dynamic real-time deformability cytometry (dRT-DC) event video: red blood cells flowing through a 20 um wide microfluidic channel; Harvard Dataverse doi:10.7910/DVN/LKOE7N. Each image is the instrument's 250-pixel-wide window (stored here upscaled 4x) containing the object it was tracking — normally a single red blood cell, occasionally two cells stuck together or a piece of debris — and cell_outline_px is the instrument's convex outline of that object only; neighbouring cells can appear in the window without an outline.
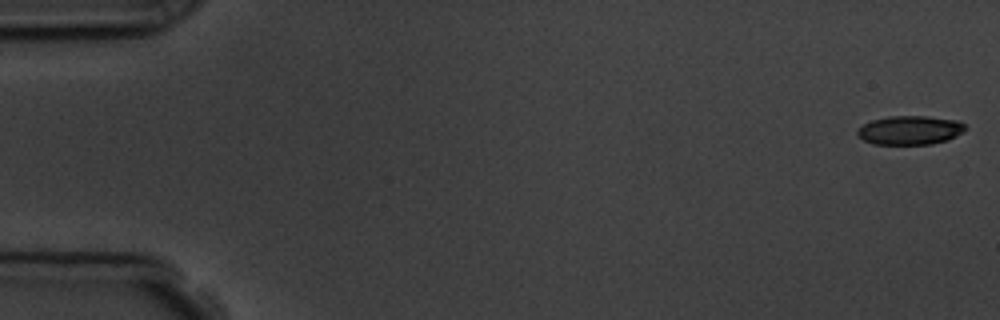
{"species": "common noctule bat (a hibernating species)", "species_latin": "Nyctalus noctula", "temperature_condition": "room temperature", "stored_images_in_passage": 5, "camera_frame_rate_fps": 3000, "um_per_image_px": 0.085, "animal": {"sex": "male", "body_mass_g": 19.5, "forearm_length_mm": 54.6}, "frame": {"image": 1, "passage_image": 1, "time_ms": 0.0, "image_size_px": [1000, 320], "cell_outline_px": [[968, 128], [964, 132], [948, 140], [932, 144], [872, 144], [856, 136], [856, 132], [864, 124], [872, 120], [888, 116], [928, 116], [956, 120], [964, 124]], "centroid_in_image_um": [77.36, 11.07], "position_along_channel_um": 7.6, "area_um2": 18.32}}
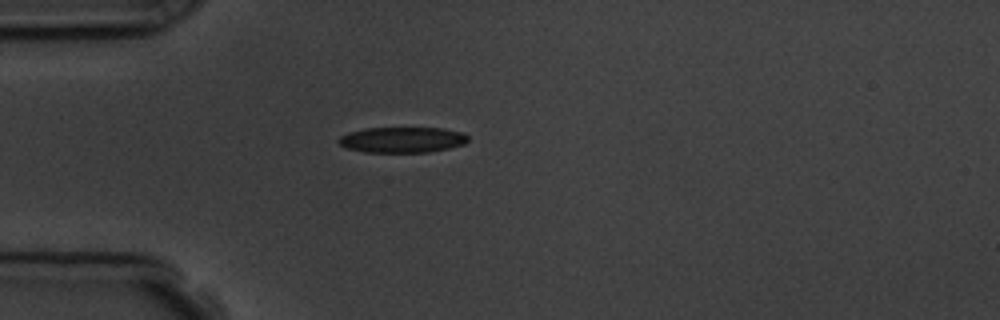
{"frame": {"image": 2, "passage_image": 5, "time_ms": 4.667, "image_size_px": [1000, 320], "cell_outline_px": [[468, 140], [464, 144], [448, 148], [428, 152], [364, 152], [348, 148], [340, 144], [336, 140], [340, 136], [348, 132], [364, 128], [444, 128], [464, 132], [468, 136]], "centroid_in_image_um": [34.19, 11.87], "position_along_channel_um": 50.8, "area_um2": 19.42}}